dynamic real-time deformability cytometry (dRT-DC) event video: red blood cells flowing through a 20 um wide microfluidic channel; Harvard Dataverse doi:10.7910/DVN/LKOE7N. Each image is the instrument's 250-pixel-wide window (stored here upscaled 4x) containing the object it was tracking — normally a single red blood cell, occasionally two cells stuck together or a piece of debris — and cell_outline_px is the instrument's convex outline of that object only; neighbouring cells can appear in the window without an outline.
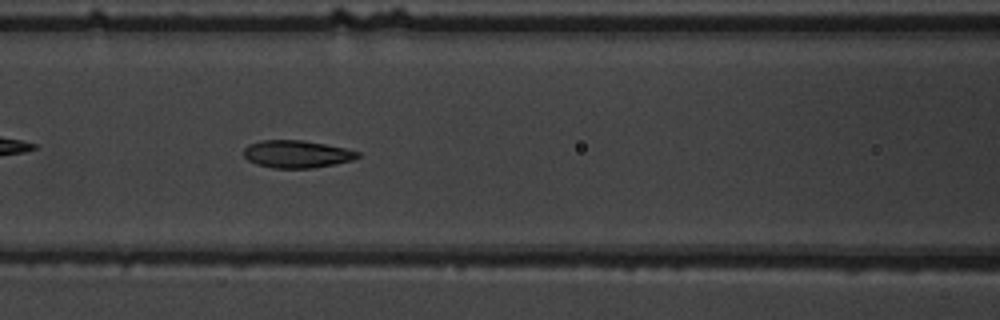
{"species": "common noctule bat (a hibernating species)", "species_latin": "Nyctalus noctula", "temperature_condition": "warm", "stored_images_in_passage": 40, "camera_frame_rate_fps": 3000, "um_per_image_px": 0.085, "animal": {"sex": "male", "body_mass_g": 19.5, "forearm_length_mm": 54.6}, "frame": {"image": 1, "passage_image": 9, "time_ms": 2.667, "image_size_px": [1000, 320], "cell_outline_px": [[360, 156], [352, 160], [336, 164], [316, 168], [272, 168], [256, 164], [248, 160], [244, 156], [244, 148], [248, 144], [260, 140], [304, 140], [344, 148], [360, 152]], "centroid_in_image_um": [25.21, 13.1], "position_along_channel_um": 141.4, "area_um2": 18.38}}
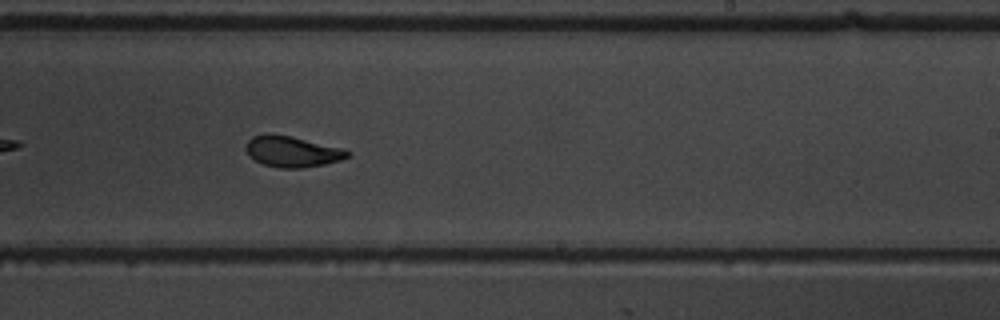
{"frame": {"image": 2, "passage_image": 19, "time_ms": 6.0, "image_size_px": [1000, 320], "cell_outline_px": [[348, 156], [340, 160], [324, 164], [304, 168], [280, 168], [264, 164], [248, 156], [244, 148], [248, 140], [252, 136], [268, 132], [292, 136], [344, 148], [348, 152]], "centroid_in_image_um": [24.78, 12.86], "position_along_channel_um": 264.2, "area_um2": 18.5}}
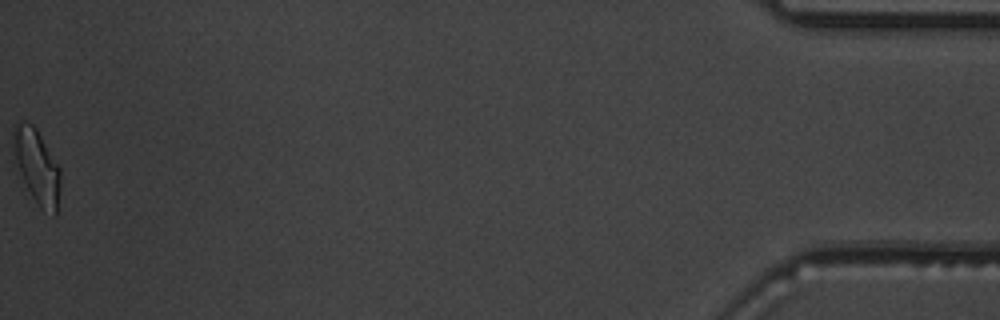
{"frame": {"image": 3, "passage_image": 40, "time_ms": 13.0, "image_size_px": [1000, 320], "cell_outline_px": [[60, 188], [56, 216], [52, 216], [40, 208], [36, 204], [20, 172], [16, 160], [12, 140], [12, 124], [16, 120], [20, 120], [32, 124], [36, 128], [60, 168]], "centroid_in_image_um": [3.13, 14.12], "position_along_channel_um": 432.1, "area_um2": 20.4}, "authors_computed_cell_mechanics": {"area_um2": 18.5827, "velocity_mm_per_s": 3.6925, "shape_relaxation_time_tau1_ms": 3.9096, "shape_relaxation_time_tau2_ms": 1.4356, "deformation_change_tau1": 0.1598, "deformation_change_tau2": 0.0814}}